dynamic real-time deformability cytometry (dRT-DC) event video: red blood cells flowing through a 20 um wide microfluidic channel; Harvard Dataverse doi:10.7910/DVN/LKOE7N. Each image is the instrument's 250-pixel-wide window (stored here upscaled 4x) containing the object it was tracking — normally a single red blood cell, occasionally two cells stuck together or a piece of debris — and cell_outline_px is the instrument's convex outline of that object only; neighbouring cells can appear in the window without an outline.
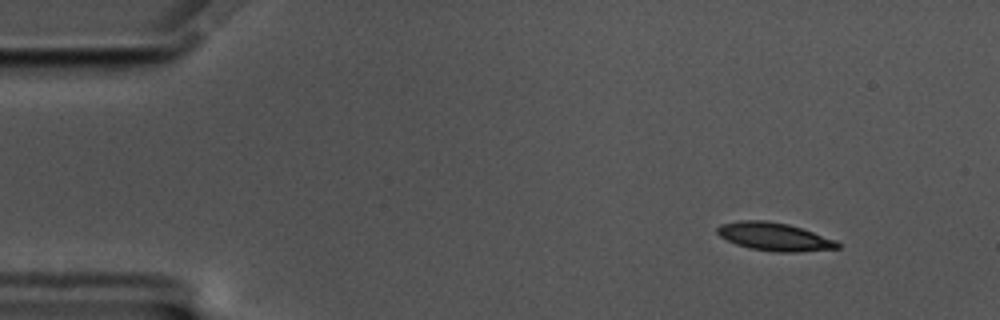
{"species": "common noctule bat (a hibernating species)", "species_latin": "Nyctalus noctula", "temperature_condition": "cold", "stored_images_in_passage": 52, "camera_frame_rate_fps": 3000, "um_per_image_px": 0.085, "animal": {"sex": "male", "body_mass_g": 17.5, "forearm_length_mm": 52.3}, "frame": {"image": 1, "passage_image": 1, "time_ms": 0.0, "image_size_px": [1000, 320], "cell_outline_px": [[840, 248], [796, 252], [776, 252], [748, 248], [736, 244], [720, 236], [716, 232], [716, 228], [720, 224], [740, 220], [768, 220], [788, 224], [836, 240], [840, 244]], "centroid_in_image_um": [65.79, 20.11], "position_along_channel_um": 19.2, "area_um2": 19.65}}
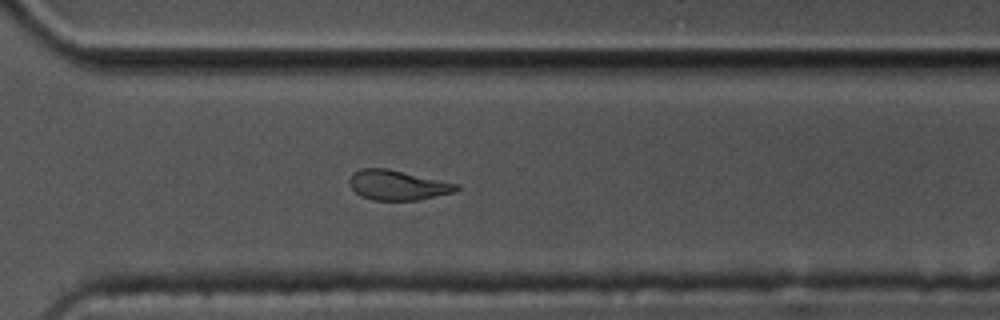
{"frame": {"image": 2, "passage_image": 36, "time_ms": 11.667, "image_size_px": [1000, 320], "cell_outline_px": [[460, 188], [456, 192], [416, 200], [372, 200], [360, 196], [348, 184], [348, 180], [352, 172], [360, 168], [388, 168], [460, 184]], "centroid_in_image_um": [33.78, 15.72], "position_along_channel_um": 336.8, "area_um2": 18.9}}
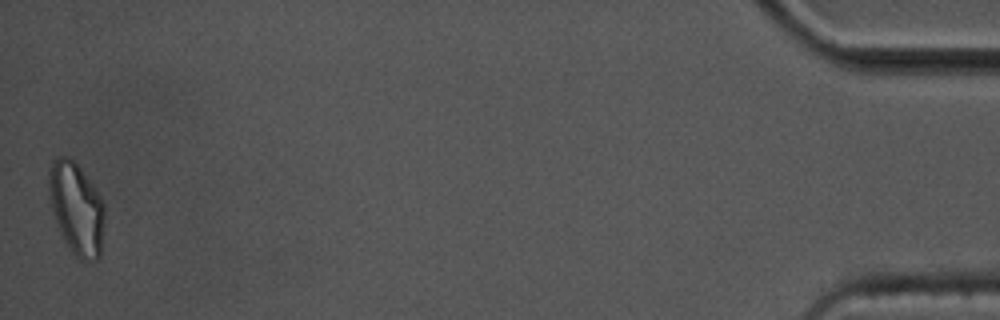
{"frame": {"image": 3, "passage_image": 52, "time_ms": 17.0, "image_size_px": [1000, 320], "cell_outline_px": [[104, 220], [100, 256], [92, 264], [80, 260], [76, 256], [64, 240], [60, 232], [56, 220], [48, 188], [48, 172], [56, 156], [68, 156], [80, 168], [100, 196], [104, 204]], "centroid_in_image_um": [6.51, 17.75], "position_along_channel_um": 428.7, "area_um2": 29.59}, "authors_computed_cell_mechanics": {"area_um2": 19.652, "velocity_mm_per_s": 3.4767, "shape_relaxation_time_tau1_ms": 6.4058, "shape_relaxation_time_tau2_ms": 4.9703, "deformation_change_tau1": 0.1703, "deformation_change_tau2": 0.126}}